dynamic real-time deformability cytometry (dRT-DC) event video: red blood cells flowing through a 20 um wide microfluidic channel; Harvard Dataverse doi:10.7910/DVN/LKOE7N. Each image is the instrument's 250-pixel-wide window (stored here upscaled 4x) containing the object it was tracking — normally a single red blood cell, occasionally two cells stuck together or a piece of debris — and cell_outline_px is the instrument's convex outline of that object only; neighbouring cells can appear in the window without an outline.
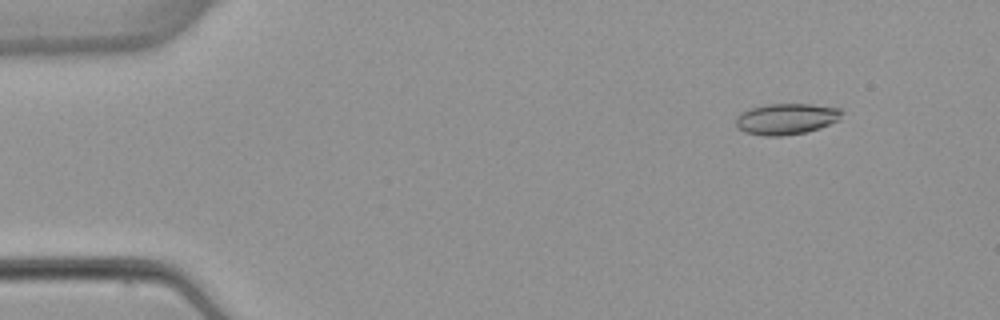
{"species": "common noctule bat (a hibernating species)", "species_latin": "Nyctalus noctula", "temperature_condition": "warm", "stored_images_in_passage": 5, "camera_frame_rate_fps": 3000, "um_per_image_px": 0.085, "animal": {"sex": "female", "body_mass_g": 22.7, "forearm_length_mm": 54.2}, "frame": {"image": 1, "passage_image": 1, "time_ms": 0.0, "image_size_px": [1000, 320], "cell_outline_px": [[844, 112], [840, 120], [820, 128], [804, 132], [780, 136], [764, 136], [744, 132], [736, 128], [736, 116], [740, 112], [752, 108], [768, 104], [812, 104], [840, 108]], "centroid_in_image_um": [66.84, 10.1], "position_along_channel_um": 18.2, "area_um2": 19.36}}
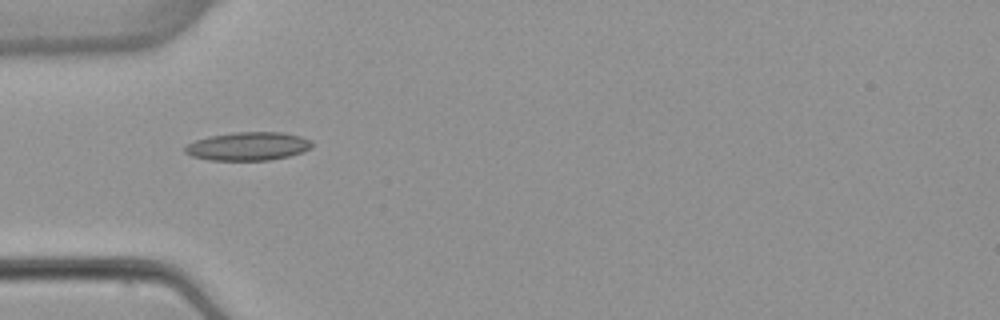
{"frame": {"image": 2, "passage_image": 4, "time_ms": 3.667, "image_size_px": [1000, 320], "cell_outline_px": [[312, 148], [304, 152], [288, 156], [268, 160], [208, 160], [192, 156], [184, 152], [184, 148], [188, 144], [196, 140], [208, 136], [232, 132], [280, 132], [300, 136], [312, 140]], "centroid_in_image_um": [21.09, 12.43], "position_along_channel_um": 63.9, "area_um2": 21.1}}
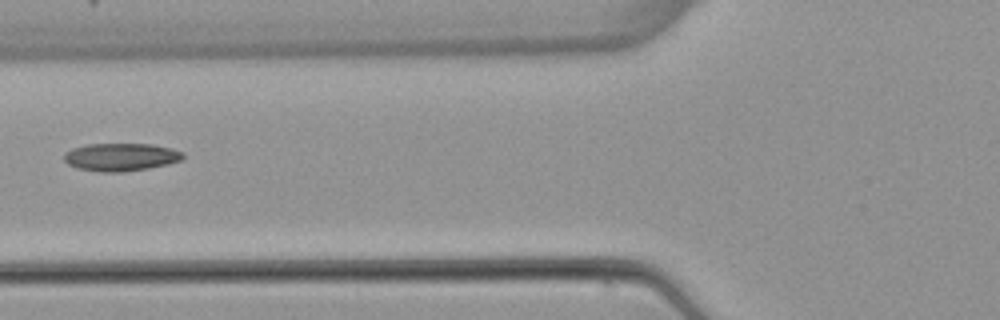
{"frame": {"image": 3, "passage_image": 5, "time_ms": 5.0, "image_size_px": [1000, 320], "cell_outline_px": [[184, 156], [180, 160], [168, 164], [148, 168], [124, 172], [100, 172], [76, 168], [68, 164], [64, 160], [64, 152], [72, 148], [88, 144], [152, 144], [172, 148], [184, 152]], "centroid_in_image_um": [10.26, 13.35], "position_along_channel_um": 115.5, "area_um2": 19.42}}